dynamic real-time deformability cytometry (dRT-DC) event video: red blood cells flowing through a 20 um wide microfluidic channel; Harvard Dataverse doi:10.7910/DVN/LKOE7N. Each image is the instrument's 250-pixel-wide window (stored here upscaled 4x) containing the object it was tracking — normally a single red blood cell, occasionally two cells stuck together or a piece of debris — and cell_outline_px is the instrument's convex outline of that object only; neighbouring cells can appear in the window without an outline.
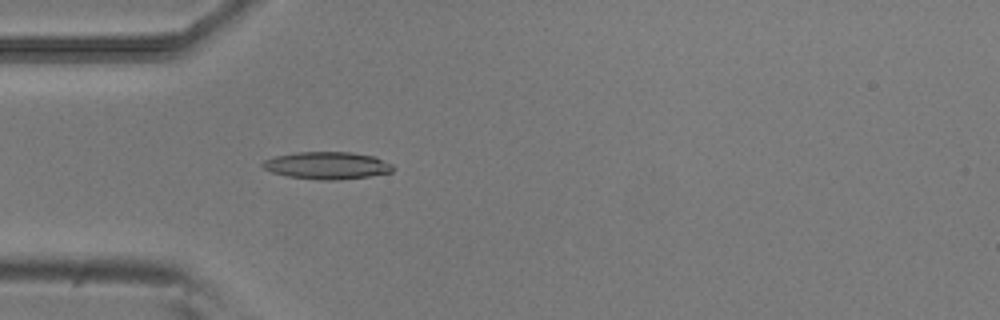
{"species": "common noctule bat (a hibernating species)", "species_latin": "Nyctalus noctula", "temperature_condition": "room temperature", "stored_images_in_passage": 18, "camera_frame_rate_fps": 3000, "um_per_image_px": 0.085, "animal": {"sex": "male", "body_mass_g": 20.5, "forearm_length_mm": 52.5}, "frame": {"image": 1, "passage_image": 1, "time_ms": 0.0, "image_size_px": [1000, 320], "cell_outline_px": [[396, 168], [392, 172], [368, 176], [340, 180], [320, 180], [288, 176], [272, 172], [264, 168], [260, 164], [264, 160], [276, 156], [296, 152], [352, 152], [376, 156], [392, 164]], "centroid_in_image_um": [27.84, 14.06], "position_along_channel_um": 57.2, "area_um2": 20.87}}
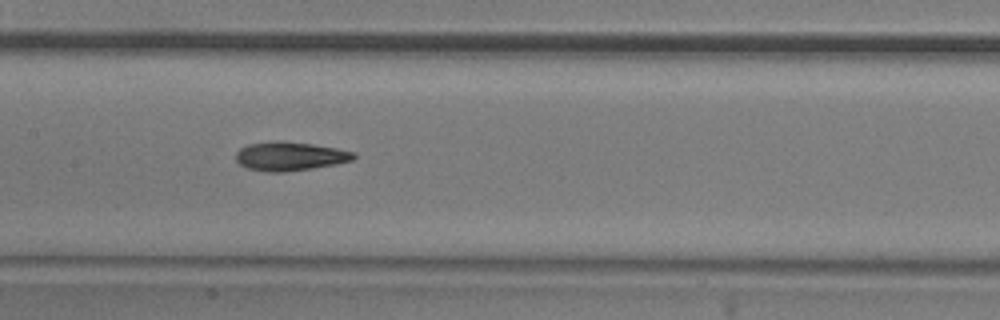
{"frame": {"image": 2, "passage_image": 11, "time_ms": 3.333, "image_size_px": [1000, 320], "cell_outline_px": [[356, 156], [352, 160], [336, 164], [312, 168], [284, 172], [268, 172], [248, 168], [240, 164], [236, 160], [236, 152], [240, 148], [248, 144], [276, 140], [280, 140], [312, 144], [336, 148], [356, 152]], "centroid_in_image_um": [24.64, 13.27], "position_along_channel_um": 182.8, "area_um2": 19.83}}
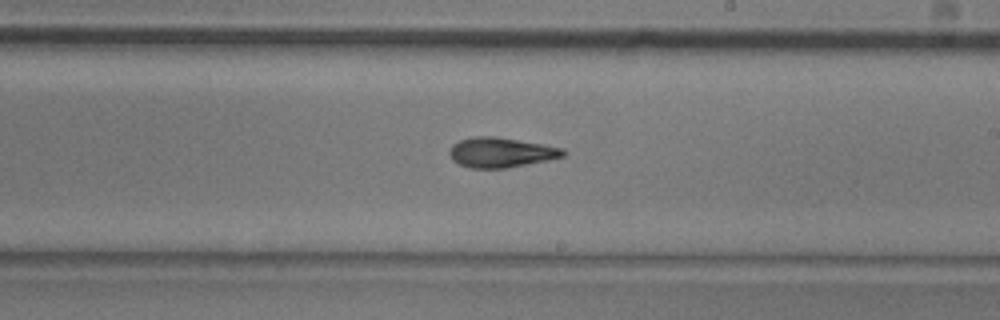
{"frame": {"image": 3, "passage_image": 16, "time_ms": 5.0, "image_size_px": [1000, 320], "cell_outline_px": [[564, 156], [548, 160], [504, 168], [468, 168], [456, 164], [452, 160], [448, 152], [452, 144], [460, 140], [472, 136], [492, 136], [564, 148]], "centroid_in_image_um": [42.5, 12.96], "position_along_channel_um": 246.5, "area_um2": 19.71}}